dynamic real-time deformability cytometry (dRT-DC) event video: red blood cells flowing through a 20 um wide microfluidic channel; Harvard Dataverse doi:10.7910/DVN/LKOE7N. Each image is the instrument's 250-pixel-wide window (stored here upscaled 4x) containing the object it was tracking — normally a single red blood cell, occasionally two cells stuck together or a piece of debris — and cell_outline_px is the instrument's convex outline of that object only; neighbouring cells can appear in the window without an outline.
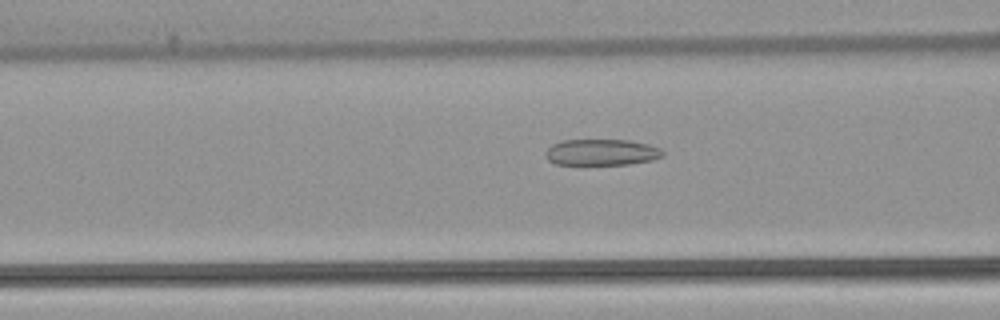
{"species": "common noctule bat (a hibernating species)", "species_latin": "Nyctalus noctula", "temperature_condition": "warm", "stored_images_in_passage": 53, "camera_frame_rate_fps": 3000, "um_per_image_px": 0.085, "animal": {"sex": "female", "body_mass_g": 22.7, "forearm_length_mm": 54.2}, "frame": {"image": 1, "passage_image": 21, "time_ms": 6.667, "image_size_px": [1000, 320], "cell_outline_px": [[664, 156], [652, 160], [628, 164], [556, 164], [548, 160], [544, 156], [544, 152], [552, 144], [564, 140], [628, 140], [648, 144], [660, 148], [664, 152]], "centroid_in_image_um": [51.12, 12.94], "position_along_channel_um": 115.5, "area_um2": 17.92}}
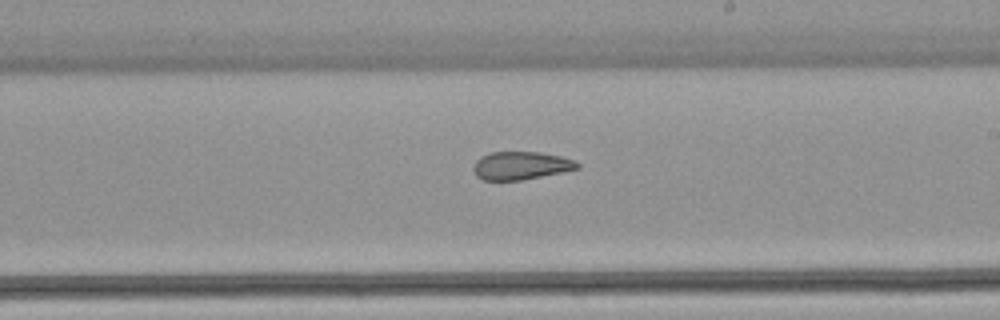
{"frame": {"image": 2, "passage_image": 31, "time_ms": 10.0, "image_size_px": [1000, 320], "cell_outline_px": [[580, 168], [564, 172], [524, 180], [484, 180], [476, 176], [472, 168], [476, 160], [480, 156], [492, 152], [540, 152], [560, 156], [576, 160], [580, 164]], "centroid_in_image_um": [44.3, 14.08], "position_along_channel_um": 244.7, "area_um2": 17.22}}
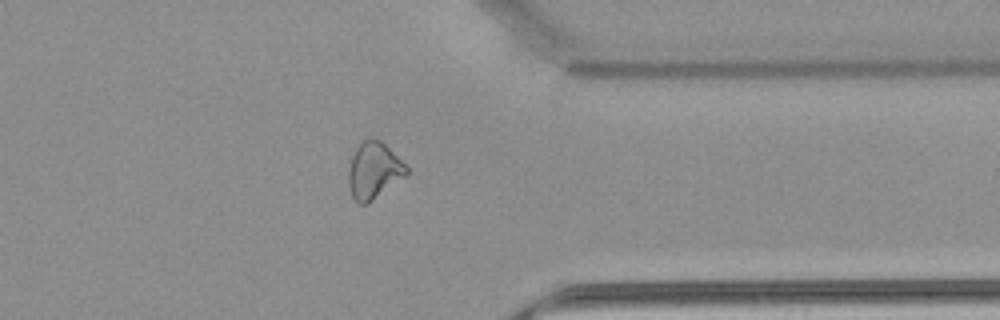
{"frame": {"image": 3, "passage_image": 42, "time_ms": 13.667, "image_size_px": [1000, 320], "cell_outline_px": [[408, 176], [368, 204], [356, 204], [352, 196], [348, 184], [348, 168], [352, 156], [356, 148], [364, 140], [372, 136], [380, 140], [408, 168]], "centroid_in_image_um": [31.77, 14.53], "position_along_channel_um": 379.6, "area_um2": 19.36}, "authors_computed_cell_mechanics": {"area_um2": 20.7502, "velocity_mm_per_s": 3.8815, "shape_relaxation_time_tau1_ms": null, "shape_relaxation_time_tau2_ms": 2.8858, "deformation_change_tau1": null, "deformation_change_tau2": 0.0989}}